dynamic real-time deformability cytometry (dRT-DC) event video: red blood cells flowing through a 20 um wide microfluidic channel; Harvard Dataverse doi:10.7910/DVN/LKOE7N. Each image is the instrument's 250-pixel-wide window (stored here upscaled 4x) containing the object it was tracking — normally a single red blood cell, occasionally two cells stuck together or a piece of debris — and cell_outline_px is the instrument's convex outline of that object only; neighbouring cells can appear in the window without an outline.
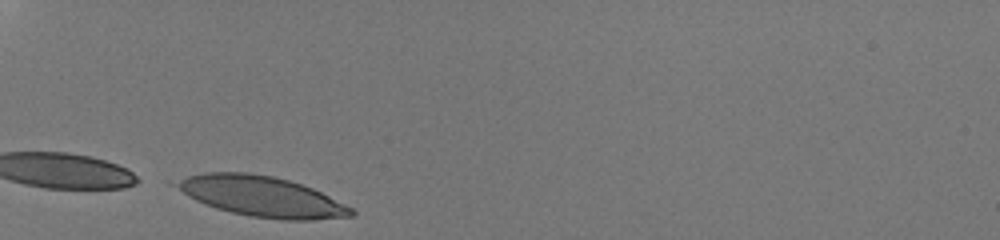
{"species": "human", "species_latin": "Homo sapiens", "temperature_condition": "room temperature", "stored_images_in_passage": 27, "camera_frame_rate_fps": 3000, "um_per_image_px": 0.085, "donor": {"sex": "male"}, "frame": {"image": 1, "passage_image": 1, "time_ms": 0.0, "image_size_px": [1000, 240], "cell_outline_px": [[356, 212], [352, 216], [312, 220], [284, 220], [248, 216], [216, 208], [204, 204], [188, 196], [180, 188], [180, 184], [188, 176], [204, 172], [244, 172], [272, 176], [288, 180], [312, 188], [352, 208]], "centroid_in_image_um": [22.32, 16.71], "position_along_channel_um": 62.7, "area_um2": 40.29}}
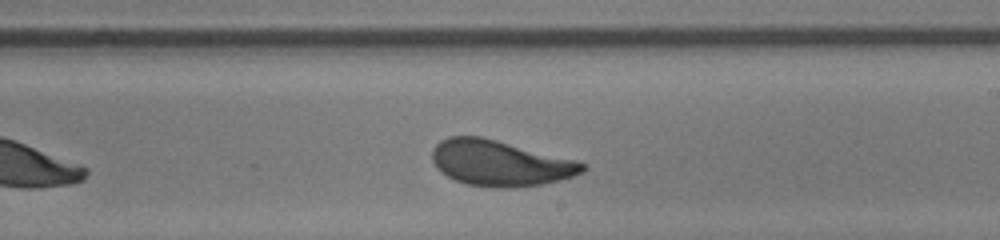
{"frame": {"image": 2, "passage_image": 16, "time_ms": 5.0, "image_size_px": [1000, 240], "cell_outline_px": [[584, 168], [580, 172], [572, 176], [540, 184], [516, 188], [496, 188], [468, 184], [456, 180], [448, 176], [432, 160], [432, 152], [436, 144], [440, 140], [448, 136], [480, 136], [496, 140], [572, 160], [584, 164]], "centroid_in_image_um": [42.43, 13.86], "position_along_channel_um": 246.6, "area_um2": 38.96}}
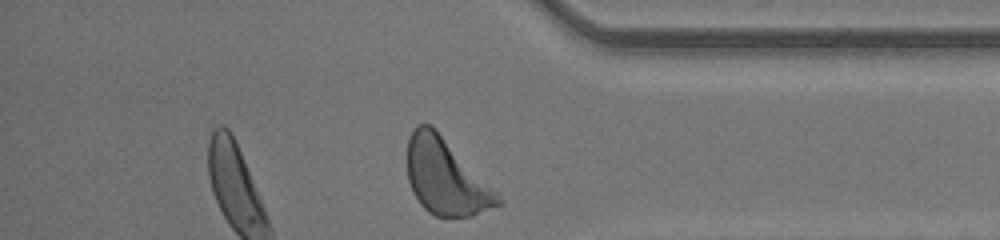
{"frame": {"image": 3, "passage_image": 27, "time_ms": 8.667, "image_size_px": [1000, 240], "cell_outline_px": [[504, 204], [472, 216], [436, 216], [428, 212], [420, 204], [412, 192], [408, 180], [408, 136], [416, 124], [432, 124], [436, 128], [504, 200]], "centroid_in_image_um": [37.89, 15.03], "position_along_channel_um": 397.3, "area_um2": 39.88}, "authors_computed_cell_mechanics": {"area_um2": 39.5352, "velocity_mm_per_s": 4.2274, "shape_relaxation_time_tau1_ms": 3.3518, "shape_relaxation_time_tau2_ms": null, "deformation_change_tau1": 0.1738, "deformation_change_tau2": null}}